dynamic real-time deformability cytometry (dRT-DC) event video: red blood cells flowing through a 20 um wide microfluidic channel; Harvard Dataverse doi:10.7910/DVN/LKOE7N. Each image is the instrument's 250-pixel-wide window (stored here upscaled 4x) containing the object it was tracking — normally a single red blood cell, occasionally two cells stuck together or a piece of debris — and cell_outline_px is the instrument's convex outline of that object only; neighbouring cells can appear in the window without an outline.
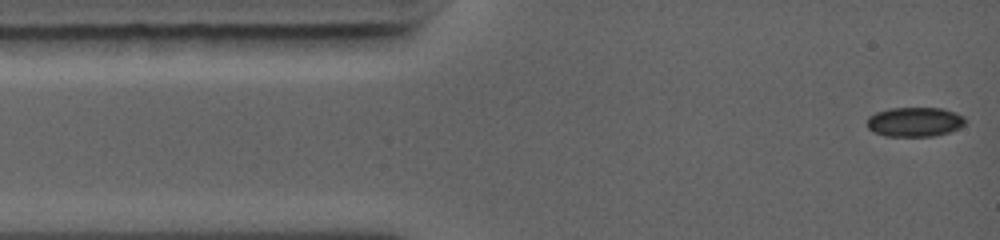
{"species": "common noctule bat (a hibernating species)", "species_latin": "Nyctalus noctula", "temperature_condition": "warm", "stored_images_in_passage": 11, "camera_frame_rate_fps": 5000, "um_per_image_px": 0.085, "animal": {"sex": "female", "body_mass_g": 19.0, "forearm_length_mm": 56.7}, "frame": {"image": 1, "passage_image": 1, "time_ms": 0.0, "image_size_px": [1000, 240], "cell_outline_px": [[964, 124], [948, 132], [932, 136], [884, 136], [872, 132], [868, 128], [868, 116], [876, 112], [892, 108], [944, 108], [956, 112], [964, 116]], "centroid_in_image_um": [77.72, 10.35], "position_along_channel_um": 7.3, "area_um2": 16.82}}
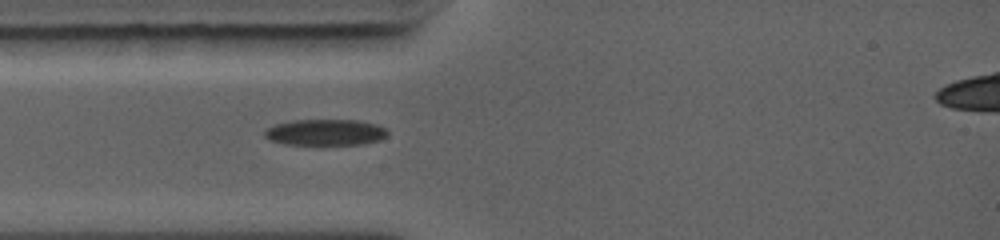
{"frame": {"image": 2, "passage_image": 7, "time_ms": 1.2, "image_size_px": [1000, 240], "cell_outline_px": [[388, 136], [380, 140], [364, 144], [320, 148], [316, 148], [284, 144], [272, 140], [264, 136], [264, 128], [276, 124], [292, 120], [356, 120], [376, 124], [388, 128]], "centroid_in_image_um": [27.67, 11.31], "position_along_channel_um": 57.3, "area_um2": 20.06}}
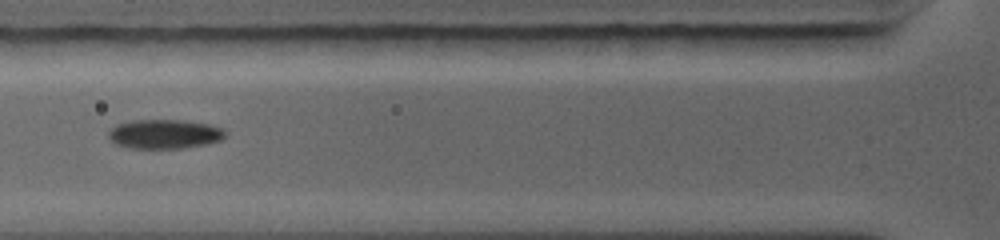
{"frame": {"image": 3, "passage_image": 10, "time_ms": 1.8, "image_size_px": [1000, 240], "cell_outline_px": [[228, 132], [220, 140], [204, 144], [184, 148], [128, 148], [116, 144], [108, 136], [108, 132], [116, 124], [132, 120], [184, 120], [208, 124], [220, 128]], "centroid_in_image_um": [13.96, 11.39], "position_along_channel_um": 111.8, "area_um2": 19.83}}